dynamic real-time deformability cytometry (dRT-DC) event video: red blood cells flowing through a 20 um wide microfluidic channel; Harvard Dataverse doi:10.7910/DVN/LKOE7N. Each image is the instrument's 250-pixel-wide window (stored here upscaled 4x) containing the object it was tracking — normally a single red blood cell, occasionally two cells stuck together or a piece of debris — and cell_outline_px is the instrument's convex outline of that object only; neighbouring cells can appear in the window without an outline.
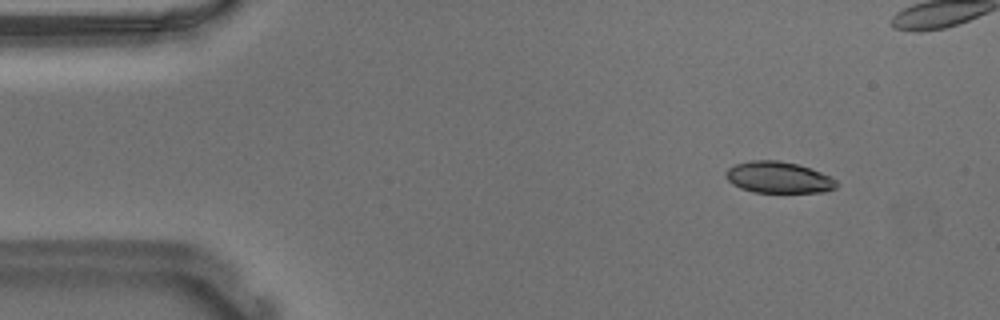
{"species": "Egyptian fruit bat (a non-hibernating species)", "species_latin": "Rousettus aegyptiacus", "temperature_condition": "warm", "stored_images_in_passage": 55, "camera_frame_rate_fps": 3000, "um_per_image_px": 0.085, "animal": {"sex": "male"}, "frame": {"image": 1, "passage_image": 6, "time_ms": 1.667, "image_size_px": [1000, 320], "cell_outline_px": [[840, 184], [836, 188], [824, 192], [752, 192], [740, 188], [732, 184], [724, 176], [724, 172], [728, 168], [736, 164], [752, 160], [780, 160], [796, 164], [832, 176]], "centroid_in_image_um": [66.17, 15.08], "position_along_channel_um": 18.8, "area_um2": 20.4}}
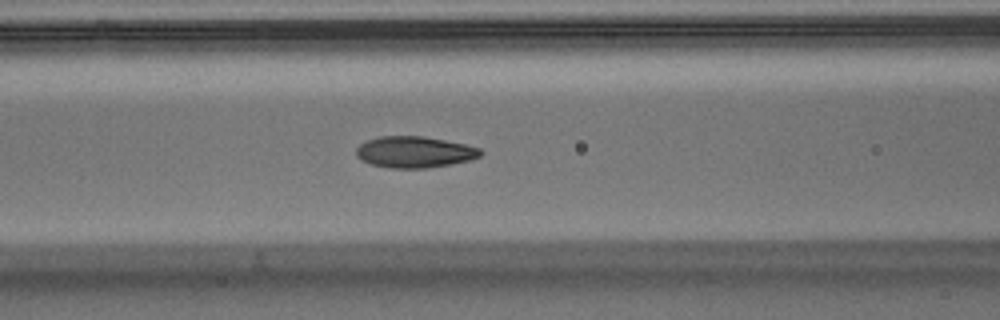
{"frame": {"image": 2, "passage_image": 22, "time_ms": 7.0, "image_size_px": [1000, 320], "cell_outline_px": [[484, 152], [480, 156], [468, 160], [428, 168], [388, 168], [372, 164], [360, 160], [356, 156], [356, 148], [360, 144], [368, 140], [380, 136], [424, 136], [464, 144], [480, 148]], "centroid_in_image_um": [35.21, 12.92], "position_along_channel_um": 131.4, "area_um2": 22.6}}
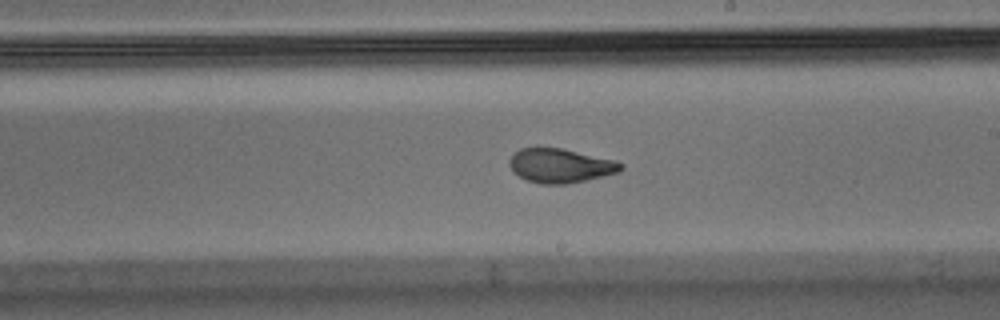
{"frame": {"image": 3, "passage_image": 31, "time_ms": 10.0, "image_size_px": [1000, 320], "cell_outline_px": [[624, 168], [620, 172], [584, 180], [564, 184], [540, 184], [528, 180], [512, 172], [508, 164], [508, 160], [520, 148], [536, 144], [560, 148], [616, 160], [624, 164]], "centroid_in_image_um": [47.59, 14.04], "position_along_channel_um": 241.4, "area_um2": 22.66}, "authors_computed_cell_mechanics": {"area_um2": 22.3686, "velocity_mm_per_s": 3.6666, "shape_relaxation_time_tau1_ms": null, "shape_relaxation_time_tau2_ms": 1.1577, "deformation_change_tau1": null, "deformation_change_tau2": 0.0725}}